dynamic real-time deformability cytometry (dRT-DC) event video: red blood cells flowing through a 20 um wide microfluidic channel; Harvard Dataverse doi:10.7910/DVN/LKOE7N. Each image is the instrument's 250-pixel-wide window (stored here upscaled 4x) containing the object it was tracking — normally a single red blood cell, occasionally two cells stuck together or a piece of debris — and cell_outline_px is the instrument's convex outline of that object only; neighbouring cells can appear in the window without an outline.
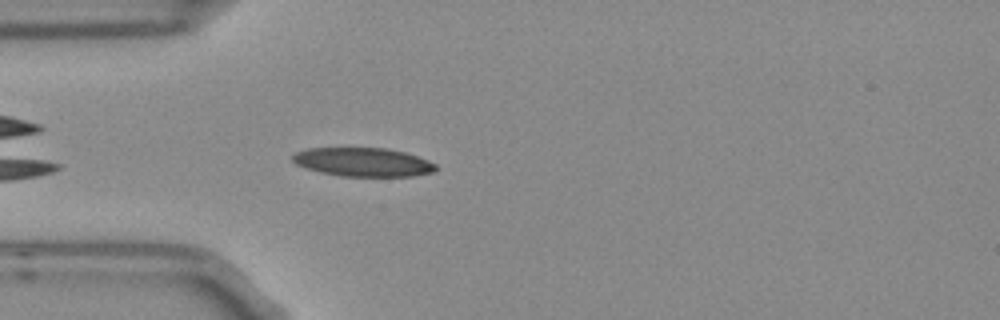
{"species": "Egyptian fruit bat (a non-hibernating species)", "species_latin": "Rousettus aegyptiacus", "temperature_condition": "room temperature", "stored_images_in_passage": 4, "camera_frame_rate_fps": 3000, "um_per_image_px": 0.085, "frame": {"image": 1, "passage_image": 4, "time_ms": 1.0, "image_size_px": [1000, 320], "cell_outline_px": [[440, 168], [432, 172], [412, 176], [344, 176], [320, 172], [296, 164], [292, 160], [292, 156], [296, 152], [308, 148], [388, 148], [404, 152], [428, 160], [436, 164]], "centroid_in_image_um": [30.89, 13.77], "position_along_channel_um": 54.1, "area_um2": 23.87}}